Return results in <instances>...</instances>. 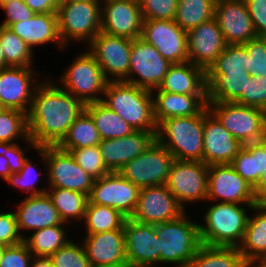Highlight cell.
<instances>
[{"mask_svg": "<svg viewBox=\"0 0 266 267\" xmlns=\"http://www.w3.org/2000/svg\"><path fill=\"white\" fill-rule=\"evenodd\" d=\"M49 80L36 87L27 113L29 138L38 147L56 146L85 110L81 100Z\"/></svg>", "mask_w": 266, "mask_h": 267, "instance_id": "obj_1", "label": "cell"}, {"mask_svg": "<svg viewBox=\"0 0 266 267\" xmlns=\"http://www.w3.org/2000/svg\"><path fill=\"white\" fill-rule=\"evenodd\" d=\"M102 102L134 131L156 133L152 91L125 81H108Z\"/></svg>", "mask_w": 266, "mask_h": 267, "instance_id": "obj_2", "label": "cell"}, {"mask_svg": "<svg viewBox=\"0 0 266 267\" xmlns=\"http://www.w3.org/2000/svg\"><path fill=\"white\" fill-rule=\"evenodd\" d=\"M204 111L186 117H173L157 125L156 140L175 160L203 161Z\"/></svg>", "mask_w": 266, "mask_h": 267, "instance_id": "obj_3", "label": "cell"}, {"mask_svg": "<svg viewBox=\"0 0 266 267\" xmlns=\"http://www.w3.org/2000/svg\"><path fill=\"white\" fill-rule=\"evenodd\" d=\"M199 224L201 243L207 246L238 247L243 240L248 213L242 204L217 202L208 206Z\"/></svg>", "mask_w": 266, "mask_h": 267, "instance_id": "obj_4", "label": "cell"}, {"mask_svg": "<svg viewBox=\"0 0 266 267\" xmlns=\"http://www.w3.org/2000/svg\"><path fill=\"white\" fill-rule=\"evenodd\" d=\"M156 234L162 239L160 262L176 267H188L202 245L199 225L190 221L186 212L175 220L156 224Z\"/></svg>", "mask_w": 266, "mask_h": 267, "instance_id": "obj_5", "label": "cell"}, {"mask_svg": "<svg viewBox=\"0 0 266 267\" xmlns=\"http://www.w3.org/2000/svg\"><path fill=\"white\" fill-rule=\"evenodd\" d=\"M208 110L242 145L266 135V111L235 102H208Z\"/></svg>", "mask_w": 266, "mask_h": 267, "instance_id": "obj_6", "label": "cell"}, {"mask_svg": "<svg viewBox=\"0 0 266 267\" xmlns=\"http://www.w3.org/2000/svg\"><path fill=\"white\" fill-rule=\"evenodd\" d=\"M101 0L60 4L57 9L58 31L67 48L68 41H88L101 31Z\"/></svg>", "mask_w": 266, "mask_h": 267, "instance_id": "obj_7", "label": "cell"}, {"mask_svg": "<svg viewBox=\"0 0 266 267\" xmlns=\"http://www.w3.org/2000/svg\"><path fill=\"white\" fill-rule=\"evenodd\" d=\"M68 67L60 77L62 89L84 104L102 101L108 80L94 56L87 50Z\"/></svg>", "mask_w": 266, "mask_h": 267, "instance_id": "obj_8", "label": "cell"}, {"mask_svg": "<svg viewBox=\"0 0 266 267\" xmlns=\"http://www.w3.org/2000/svg\"><path fill=\"white\" fill-rule=\"evenodd\" d=\"M48 170V187H59L90 195L95 179L80 167L70 152L57 146L37 149Z\"/></svg>", "mask_w": 266, "mask_h": 267, "instance_id": "obj_9", "label": "cell"}, {"mask_svg": "<svg viewBox=\"0 0 266 267\" xmlns=\"http://www.w3.org/2000/svg\"><path fill=\"white\" fill-rule=\"evenodd\" d=\"M174 160L173 155L155 140L145 152L117 172L139 188L165 185Z\"/></svg>", "mask_w": 266, "mask_h": 267, "instance_id": "obj_10", "label": "cell"}, {"mask_svg": "<svg viewBox=\"0 0 266 267\" xmlns=\"http://www.w3.org/2000/svg\"><path fill=\"white\" fill-rule=\"evenodd\" d=\"M208 169L203 161H173L165 185L184 209V203L207 200Z\"/></svg>", "mask_w": 266, "mask_h": 267, "instance_id": "obj_11", "label": "cell"}, {"mask_svg": "<svg viewBox=\"0 0 266 267\" xmlns=\"http://www.w3.org/2000/svg\"><path fill=\"white\" fill-rule=\"evenodd\" d=\"M214 200L222 203L244 204L250 210L259 203L252 185L238 174L231 164L209 166L207 201Z\"/></svg>", "mask_w": 266, "mask_h": 267, "instance_id": "obj_12", "label": "cell"}, {"mask_svg": "<svg viewBox=\"0 0 266 267\" xmlns=\"http://www.w3.org/2000/svg\"><path fill=\"white\" fill-rule=\"evenodd\" d=\"M108 81H124L129 75L132 39L100 31L88 44ZM109 76H113L112 78Z\"/></svg>", "mask_w": 266, "mask_h": 267, "instance_id": "obj_13", "label": "cell"}, {"mask_svg": "<svg viewBox=\"0 0 266 267\" xmlns=\"http://www.w3.org/2000/svg\"><path fill=\"white\" fill-rule=\"evenodd\" d=\"M170 65L154 46L140 37L135 38L132 40L129 75L124 81L153 92L162 83Z\"/></svg>", "mask_w": 266, "mask_h": 267, "instance_id": "obj_14", "label": "cell"}, {"mask_svg": "<svg viewBox=\"0 0 266 267\" xmlns=\"http://www.w3.org/2000/svg\"><path fill=\"white\" fill-rule=\"evenodd\" d=\"M123 229L128 267H155L157 262L159 264L162 239L157 238L156 225L127 218Z\"/></svg>", "mask_w": 266, "mask_h": 267, "instance_id": "obj_15", "label": "cell"}, {"mask_svg": "<svg viewBox=\"0 0 266 267\" xmlns=\"http://www.w3.org/2000/svg\"><path fill=\"white\" fill-rule=\"evenodd\" d=\"M185 209L178 203L166 185L140 188L137 205L130 219L159 224L179 218Z\"/></svg>", "mask_w": 266, "mask_h": 267, "instance_id": "obj_16", "label": "cell"}, {"mask_svg": "<svg viewBox=\"0 0 266 267\" xmlns=\"http://www.w3.org/2000/svg\"><path fill=\"white\" fill-rule=\"evenodd\" d=\"M140 38L171 64L188 61L187 32L174 20H143Z\"/></svg>", "mask_w": 266, "mask_h": 267, "instance_id": "obj_17", "label": "cell"}, {"mask_svg": "<svg viewBox=\"0 0 266 267\" xmlns=\"http://www.w3.org/2000/svg\"><path fill=\"white\" fill-rule=\"evenodd\" d=\"M140 188L123 178L118 172H110L94 181L89 202L105 205L130 218L135 211Z\"/></svg>", "mask_w": 266, "mask_h": 267, "instance_id": "obj_18", "label": "cell"}, {"mask_svg": "<svg viewBox=\"0 0 266 267\" xmlns=\"http://www.w3.org/2000/svg\"><path fill=\"white\" fill-rule=\"evenodd\" d=\"M101 31L130 39L139 38L143 18L138 0H101Z\"/></svg>", "mask_w": 266, "mask_h": 267, "instance_id": "obj_19", "label": "cell"}, {"mask_svg": "<svg viewBox=\"0 0 266 267\" xmlns=\"http://www.w3.org/2000/svg\"><path fill=\"white\" fill-rule=\"evenodd\" d=\"M32 67H7L0 70V102L6 109L28 113L36 84ZM35 76V78H33ZM35 82V83H34ZM32 85V86H31Z\"/></svg>", "mask_w": 266, "mask_h": 267, "instance_id": "obj_20", "label": "cell"}, {"mask_svg": "<svg viewBox=\"0 0 266 267\" xmlns=\"http://www.w3.org/2000/svg\"><path fill=\"white\" fill-rule=\"evenodd\" d=\"M214 18L226 44H244L257 37L244 0H216Z\"/></svg>", "mask_w": 266, "mask_h": 267, "instance_id": "obj_21", "label": "cell"}, {"mask_svg": "<svg viewBox=\"0 0 266 267\" xmlns=\"http://www.w3.org/2000/svg\"><path fill=\"white\" fill-rule=\"evenodd\" d=\"M242 147L243 145L206 108L204 110L203 162L208 166L231 164Z\"/></svg>", "mask_w": 266, "mask_h": 267, "instance_id": "obj_22", "label": "cell"}, {"mask_svg": "<svg viewBox=\"0 0 266 267\" xmlns=\"http://www.w3.org/2000/svg\"><path fill=\"white\" fill-rule=\"evenodd\" d=\"M215 18L187 31L188 61L207 70L226 47Z\"/></svg>", "mask_w": 266, "mask_h": 267, "instance_id": "obj_23", "label": "cell"}, {"mask_svg": "<svg viewBox=\"0 0 266 267\" xmlns=\"http://www.w3.org/2000/svg\"><path fill=\"white\" fill-rule=\"evenodd\" d=\"M83 240L92 267H128L124 229L86 234Z\"/></svg>", "mask_w": 266, "mask_h": 267, "instance_id": "obj_24", "label": "cell"}, {"mask_svg": "<svg viewBox=\"0 0 266 267\" xmlns=\"http://www.w3.org/2000/svg\"><path fill=\"white\" fill-rule=\"evenodd\" d=\"M14 211L19 232L31 229L36 231L48 226L63 223L57 209L47 193L41 195H27Z\"/></svg>", "mask_w": 266, "mask_h": 267, "instance_id": "obj_25", "label": "cell"}, {"mask_svg": "<svg viewBox=\"0 0 266 267\" xmlns=\"http://www.w3.org/2000/svg\"><path fill=\"white\" fill-rule=\"evenodd\" d=\"M158 89L176 94L208 95L206 70L190 61L173 63Z\"/></svg>", "mask_w": 266, "mask_h": 267, "instance_id": "obj_26", "label": "cell"}, {"mask_svg": "<svg viewBox=\"0 0 266 267\" xmlns=\"http://www.w3.org/2000/svg\"><path fill=\"white\" fill-rule=\"evenodd\" d=\"M157 94H156V92ZM153 96L154 118L157 125L173 117H186L201 114L208 103V95L176 94L155 89Z\"/></svg>", "mask_w": 266, "mask_h": 267, "instance_id": "obj_27", "label": "cell"}, {"mask_svg": "<svg viewBox=\"0 0 266 267\" xmlns=\"http://www.w3.org/2000/svg\"><path fill=\"white\" fill-rule=\"evenodd\" d=\"M8 28L19 36L32 50L34 46L56 42L65 47L58 31L57 13L35 14L30 19L11 24Z\"/></svg>", "mask_w": 266, "mask_h": 267, "instance_id": "obj_28", "label": "cell"}, {"mask_svg": "<svg viewBox=\"0 0 266 267\" xmlns=\"http://www.w3.org/2000/svg\"><path fill=\"white\" fill-rule=\"evenodd\" d=\"M247 71L206 74L208 102H235L246 106Z\"/></svg>", "mask_w": 266, "mask_h": 267, "instance_id": "obj_29", "label": "cell"}, {"mask_svg": "<svg viewBox=\"0 0 266 267\" xmlns=\"http://www.w3.org/2000/svg\"><path fill=\"white\" fill-rule=\"evenodd\" d=\"M256 213L248 217L242 243L238 246L239 252L248 263H264L266 261V207L258 203L252 208Z\"/></svg>", "mask_w": 266, "mask_h": 267, "instance_id": "obj_30", "label": "cell"}, {"mask_svg": "<svg viewBox=\"0 0 266 267\" xmlns=\"http://www.w3.org/2000/svg\"><path fill=\"white\" fill-rule=\"evenodd\" d=\"M102 140L130 135L134 130L102 101L85 104Z\"/></svg>", "mask_w": 266, "mask_h": 267, "instance_id": "obj_31", "label": "cell"}, {"mask_svg": "<svg viewBox=\"0 0 266 267\" xmlns=\"http://www.w3.org/2000/svg\"><path fill=\"white\" fill-rule=\"evenodd\" d=\"M238 247L207 246L202 244L188 267H247Z\"/></svg>", "mask_w": 266, "mask_h": 267, "instance_id": "obj_32", "label": "cell"}, {"mask_svg": "<svg viewBox=\"0 0 266 267\" xmlns=\"http://www.w3.org/2000/svg\"><path fill=\"white\" fill-rule=\"evenodd\" d=\"M101 137L90 114L84 110L74 121L64 138L56 145L63 151L99 145Z\"/></svg>", "mask_w": 266, "mask_h": 267, "instance_id": "obj_33", "label": "cell"}, {"mask_svg": "<svg viewBox=\"0 0 266 267\" xmlns=\"http://www.w3.org/2000/svg\"><path fill=\"white\" fill-rule=\"evenodd\" d=\"M64 224L66 223L33 231L30 237L28 235L24 238V242L34 257H50L70 241L63 228Z\"/></svg>", "mask_w": 266, "mask_h": 267, "instance_id": "obj_34", "label": "cell"}, {"mask_svg": "<svg viewBox=\"0 0 266 267\" xmlns=\"http://www.w3.org/2000/svg\"><path fill=\"white\" fill-rule=\"evenodd\" d=\"M51 191H50V190ZM46 193L51 198L53 205L64 223L71 218L83 220L86 206L89 201L88 195L69 189L50 187Z\"/></svg>", "mask_w": 266, "mask_h": 267, "instance_id": "obj_35", "label": "cell"}, {"mask_svg": "<svg viewBox=\"0 0 266 267\" xmlns=\"http://www.w3.org/2000/svg\"><path fill=\"white\" fill-rule=\"evenodd\" d=\"M86 233L97 234L123 229L127 217L120 211L105 205H96L88 201L84 215Z\"/></svg>", "mask_w": 266, "mask_h": 267, "instance_id": "obj_36", "label": "cell"}, {"mask_svg": "<svg viewBox=\"0 0 266 267\" xmlns=\"http://www.w3.org/2000/svg\"><path fill=\"white\" fill-rule=\"evenodd\" d=\"M216 0H178L174 21L186 32L214 18Z\"/></svg>", "mask_w": 266, "mask_h": 267, "instance_id": "obj_37", "label": "cell"}, {"mask_svg": "<svg viewBox=\"0 0 266 267\" xmlns=\"http://www.w3.org/2000/svg\"><path fill=\"white\" fill-rule=\"evenodd\" d=\"M231 165L254 188L264 172L262 138L258 142L243 145Z\"/></svg>", "mask_w": 266, "mask_h": 267, "instance_id": "obj_38", "label": "cell"}, {"mask_svg": "<svg viewBox=\"0 0 266 267\" xmlns=\"http://www.w3.org/2000/svg\"><path fill=\"white\" fill-rule=\"evenodd\" d=\"M0 41L8 67H31L34 50L10 28L0 25Z\"/></svg>", "mask_w": 266, "mask_h": 267, "instance_id": "obj_39", "label": "cell"}, {"mask_svg": "<svg viewBox=\"0 0 266 267\" xmlns=\"http://www.w3.org/2000/svg\"><path fill=\"white\" fill-rule=\"evenodd\" d=\"M23 138L34 149L37 150L39 148L29 138L27 113H24L17 109L5 108L0 112V142L16 143L17 139Z\"/></svg>", "mask_w": 266, "mask_h": 267, "instance_id": "obj_40", "label": "cell"}, {"mask_svg": "<svg viewBox=\"0 0 266 267\" xmlns=\"http://www.w3.org/2000/svg\"><path fill=\"white\" fill-rule=\"evenodd\" d=\"M247 49L243 44H227L222 53L206 70V74L247 71Z\"/></svg>", "mask_w": 266, "mask_h": 267, "instance_id": "obj_41", "label": "cell"}, {"mask_svg": "<svg viewBox=\"0 0 266 267\" xmlns=\"http://www.w3.org/2000/svg\"><path fill=\"white\" fill-rule=\"evenodd\" d=\"M70 153L77 164L95 180L110 173L103 162L98 145L75 148Z\"/></svg>", "mask_w": 266, "mask_h": 267, "instance_id": "obj_42", "label": "cell"}, {"mask_svg": "<svg viewBox=\"0 0 266 267\" xmlns=\"http://www.w3.org/2000/svg\"><path fill=\"white\" fill-rule=\"evenodd\" d=\"M53 267H92L84 246L70 240L50 257Z\"/></svg>", "mask_w": 266, "mask_h": 267, "instance_id": "obj_43", "label": "cell"}, {"mask_svg": "<svg viewBox=\"0 0 266 267\" xmlns=\"http://www.w3.org/2000/svg\"><path fill=\"white\" fill-rule=\"evenodd\" d=\"M155 140L156 133L149 131H133L121 137L122 167L145 152Z\"/></svg>", "mask_w": 266, "mask_h": 267, "instance_id": "obj_44", "label": "cell"}, {"mask_svg": "<svg viewBox=\"0 0 266 267\" xmlns=\"http://www.w3.org/2000/svg\"><path fill=\"white\" fill-rule=\"evenodd\" d=\"M247 49V72L254 77H266V37L257 36L243 44Z\"/></svg>", "mask_w": 266, "mask_h": 267, "instance_id": "obj_45", "label": "cell"}, {"mask_svg": "<svg viewBox=\"0 0 266 267\" xmlns=\"http://www.w3.org/2000/svg\"><path fill=\"white\" fill-rule=\"evenodd\" d=\"M143 20H174L178 0H138Z\"/></svg>", "mask_w": 266, "mask_h": 267, "instance_id": "obj_46", "label": "cell"}, {"mask_svg": "<svg viewBox=\"0 0 266 267\" xmlns=\"http://www.w3.org/2000/svg\"><path fill=\"white\" fill-rule=\"evenodd\" d=\"M39 174L41 173L37 172L35 165L32 163L31 159L28 158L20 172L12 173L6 182L10 183L11 186L23 188L25 191L27 190L30 196L41 195L46 193L47 190L46 188L38 189L36 187L37 185L35 182L39 181Z\"/></svg>", "mask_w": 266, "mask_h": 267, "instance_id": "obj_47", "label": "cell"}, {"mask_svg": "<svg viewBox=\"0 0 266 267\" xmlns=\"http://www.w3.org/2000/svg\"><path fill=\"white\" fill-rule=\"evenodd\" d=\"M33 257L24 241L12 246H6L0 267H30Z\"/></svg>", "mask_w": 266, "mask_h": 267, "instance_id": "obj_48", "label": "cell"}, {"mask_svg": "<svg viewBox=\"0 0 266 267\" xmlns=\"http://www.w3.org/2000/svg\"><path fill=\"white\" fill-rule=\"evenodd\" d=\"M24 238L19 232L14 211L0 213V243L12 246L23 242Z\"/></svg>", "mask_w": 266, "mask_h": 267, "instance_id": "obj_49", "label": "cell"}, {"mask_svg": "<svg viewBox=\"0 0 266 267\" xmlns=\"http://www.w3.org/2000/svg\"><path fill=\"white\" fill-rule=\"evenodd\" d=\"M98 146L107 169L117 172L122 167L121 138L101 140Z\"/></svg>", "mask_w": 266, "mask_h": 267, "instance_id": "obj_50", "label": "cell"}, {"mask_svg": "<svg viewBox=\"0 0 266 267\" xmlns=\"http://www.w3.org/2000/svg\"><path fill=\"white\" fill-rule=\"evenodd\" d=\"M246 106L266 111V77L251 76L246 86Z\"/></svg>", "mask_w": 266, "mask_h": 267, "instance_id": "obj_51", "label": "cell"}, {"mask_svg": "<svg viewBox=\"0 0 266 267\" xmlns=\"http://www.w3.org/2000/svg\"><path fill=\"white\" fill-rule=\"evenodd\" d=\"M5 11L6 19L0 25L9 27L11 24L30 19L35 13L23 0H11L0 6Z\"/></svg>", "mask_w": 266, "mask_h": 267, "instance_id": "obj_52", "label": "cell"}, {"mask_svg": "<svg viewBox=\"0 0 266 267\" xmlns=\"http://www.w3.org/2000/svg\"><path fill=\"white\" fill-rule=\"evenodd\" d=\"M257 36L266 37V0H244Z\"/></svg>", "mask_w": 266, "mask_h": 267, "instance_id": "obj_53", "label": "cell"}, {"mask_svg": "<svg viewBox=\"0 0 266 267\" xmlns=\"http://www.w3.org/2000/svg\"><path fill=\"white\" fill-rule=\"evenodd\" d=\"M24 154L18 143L0 142V155L7 158L11 173H18L24 167L28 160Z\"/></svg>", "mask_w": 266, "mask_h": 267, "instance_id": "obj_54", "label": "cell"}, {"mask_svg": "<svg viewBox=\"0 0 266 267\" xmlns=\"http://www.w3.org/2000/svg\"><path fill=\"white\" fill-rule=\"evenodd\" d=\"M24 3L35 13H57L58 0H23Z\"/></svg>", "mask_w": 266, "mask_h": 267, "instance_id": "obj_55", "label": "cell"}, {"mask_svg": "<svg viewBox=\"0 0 266 267\" xmlns=\"http://www.w3.org/2000/svg\"><path fill=\"white\" fill-rule=\"evenodd\" d=\"M254 193L259 203L266 198V170L262 173L259 182L254 187Z\"/></svg>", "mask_w": 266, "mask_h": 267, "instance_id": "obj_56", "label": "cell"}, {"mask_svg": "<svg viewBox=\"0 0 266 267\" xmlns=\"http://www.w3.org/2000/svg\"><path fill=\"white\" fill-rule=\"evenodd\" d=\"M11 174L7 158L0 155V176L6 181Z\"/></svg>", "mask_w": 266, "mask_h": 267, "instance_id": "obj_57", "label": "cell"}, {"mask_svg": "<svg viewBox=\"0 0 266 267\" xmlns=\"http://www.w3.org/2000/svg\"><path fill=\"white\" fill-rule=\"evenodd\" d=\"M30 267H53L49 257H33Z\"/></svg>", "mask_w": 266, "mask_h": 267, "instance_id": "obj_58", "label": "cell"}, {"mask_svg": "<svg viewBox=\"0 0 266 267\" xmlns=\"http://www.w3.org/2000/svg\"><path fill=\"white\" fill-rule=\"evenodd\" d=\"M262 161L263 169L266 170V135L262 137Z\"/></svg>", "mask_w": 266, "mask_h": 267, "instance_id": "obj_59", "label": "cell"}, {"mask_svg": "<svg viewBox=\"0 0 266 267\" xmlns=\"http://www.w3.org/2000/svg\"><path fill=\"white\" fill-rule=\"evenodd\" d=\"M7 64L5 62V58H4V51L2 49V44H1V41H0V70L1 69H5L7 68Z\"/></svg>", "mask_w": 266, "mask_h": 267, "instance_id": "obj_60", "label": "cell"}, {"mask_svg": "<svg viewBox=\"0 0 266 267\" xmlns=\"http://www.w3.org/2000/svg\"><path fill=\"white\" fill-rule=\"evenodd\" d=\"M247 267H266L265 263H251Z\"/></svg>", "mask_w": 266, "mask_h": 267, "instance_id": "obj_61", "label": "cell"}, {"mask_svg": "<svg viewBox=\"0 0 266 267\" xmlns=\"http://www.w3.org/2000/svg\"><path fill=\"white\" fill-rule=\"evenodd\" d=\"M77 1H85V0H58V3L60 5V4L70 3V2H77Z\"/></svg>", "mask_w": 266, "mask_h": 267, "instance_id": "obj_62", "label": "cell"}, {"mask_svg": "<svg viewBox=\"0 0 266 267\" xmlns=\"http://www.w3.org/2000/svg\"><path fill=\"white\" fill-rule=\"evenodd\" d=\"M5 247H6V245L0 243V262H1V259L3 256V253L5 251Z\"/></svg>", "mask_w": 266, "mask_h": 267, "instance_id": "obj_63", "label": "cell"}, {"mask_svg": "<svg viewBox=\"0 0 266 267\" xmlns=\"http://www.w3.org/2000/svg\"><path fill=\"white\" fill-rule=\"evenodd\" d=\"M8 1H11V0H0V6Z\"/></svg>", "mask_w": 266, "mask_h": 267, "instance_id": "obj_64", "label": "cell"}, {"mask_svg": "<svg viewBox=\"0 0 266 267\" xmlns=\"http://www.w3.org/2000/svg\"><path fill=\"white\" fill-rule=\"evenodd\" d=\"M5 108L1 105V102H0V112L3 111Z\"/></svg>", "mask_w": 266, "mask_h": 267, "instance_id": "obj_65", "label": "cell"}, {"mask_svg": "<svg viewBox=\"0 0 266 267\" xmlns=\"http://www.w3.org/2000/svg\"><path fill=\"white\" fill-rule=\"evenodd\" d=\"M261 203L266 207V198Z\"/></svg>", "mask_w": 266, "mask_h": 267, "instance_id": "obj_66", "label": "cell"}]
</instances>
